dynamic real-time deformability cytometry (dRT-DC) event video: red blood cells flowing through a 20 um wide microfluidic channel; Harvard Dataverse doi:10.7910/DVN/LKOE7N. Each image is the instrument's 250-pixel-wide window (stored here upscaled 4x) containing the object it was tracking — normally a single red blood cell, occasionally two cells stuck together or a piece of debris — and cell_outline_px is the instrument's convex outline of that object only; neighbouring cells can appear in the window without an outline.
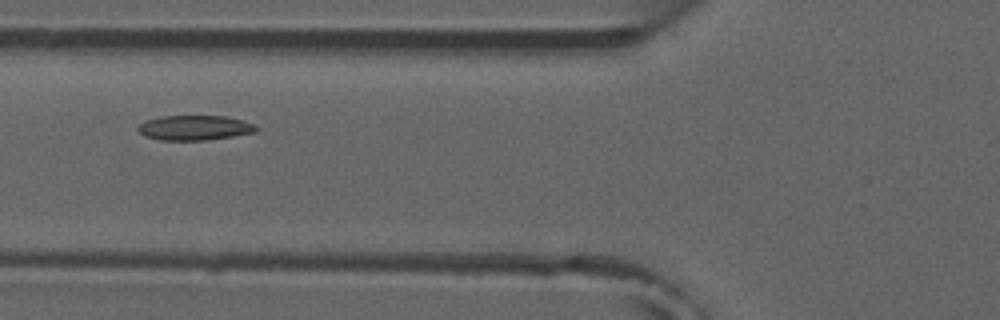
{"species": "common noctule bat (a hibernating species)", "species_latin": "Nyctalus noctula", "temperature_condition": "room temperature", "stored_images_in_passage": 7, "camera_frame_rate_fps": 3000, "um_per_image_px": 0.085, "animal": {"sex": "male", "forearm_length_mm": 52.5}, "frame": {"image": 1, "passage_image": 4, "time_ms": 3.667, "image_size_px": [1000, 320], "cell_outline_px": [[260, 128], [256, 132], [232, 136], [204, 140], [160, 140], [144, 136], [136, 128], [144, 120], [160, 116], [228, 116], [256, 124]], "centroid_in_image_um": [16.55, 10.85], "position_along_channel_um": 109.2, "area_um2": 17.28}}
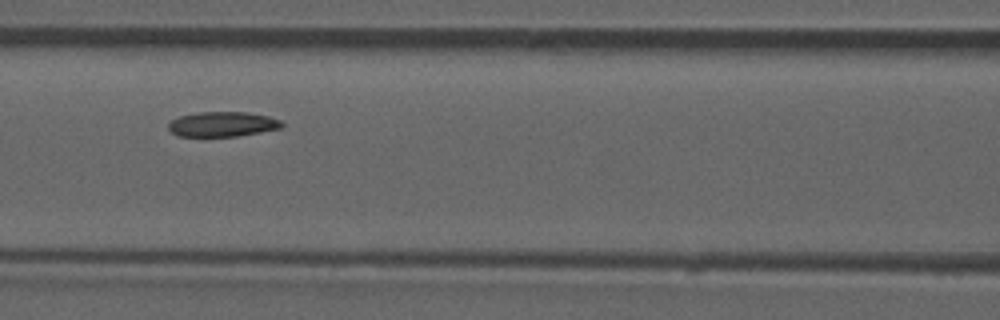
{"frame": {"image": 2, "passage_image": 5, "time_ms": 4.667, "image_size_px": [1000, 320], "cell_outline_px": [[284, 124], [280, 128], [260, 132], [236, 136], [176, 136], [168, 128], [168, 124], [172, 120], [180, 116], [200, 112], [244, 112], [268, 116], [280, 120]], "centroid_in_image_um": [18.9, 10.56], "position_along_channel_um": 147.7, "area_um2": 16.3}}